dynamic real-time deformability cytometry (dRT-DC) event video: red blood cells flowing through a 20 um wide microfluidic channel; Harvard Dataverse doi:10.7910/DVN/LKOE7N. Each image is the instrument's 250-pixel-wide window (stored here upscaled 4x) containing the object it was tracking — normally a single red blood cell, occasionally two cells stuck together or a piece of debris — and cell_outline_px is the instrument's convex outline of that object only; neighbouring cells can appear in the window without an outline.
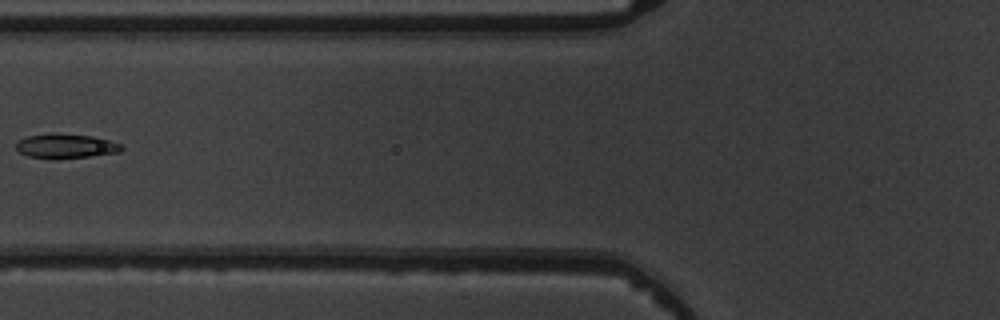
{"species": "common noctule bat (a hibernating species)", "species_latin": "Nyctalus noctula", "temperature_condition": "warm", "stored_images_in_passage": 7, "camera_frame_rate_fps": 3000, "um_per_image_px": 0.085, "animal": {"sex": "male", "body_mass_g": 19.5, "forearm_length_mm": 54.6}, "frame": {"image": 1, "passage_image": 5, "time_ms": 4.667, "image_size_px": [1000, 320], "cell_outline_px": [[124, 148], [120, 152], [88, 156], [28, 156], [20, 152], [16, 148], [16, 144], [20, 140], [28, 136], [48, 132], [56, 132], [92, 136], [108, 140], [120, 144]], "centroid_in_image_um": [5.61, 12.35], "position_along_channel_um": 120.2, "area_um2": 14.39}}
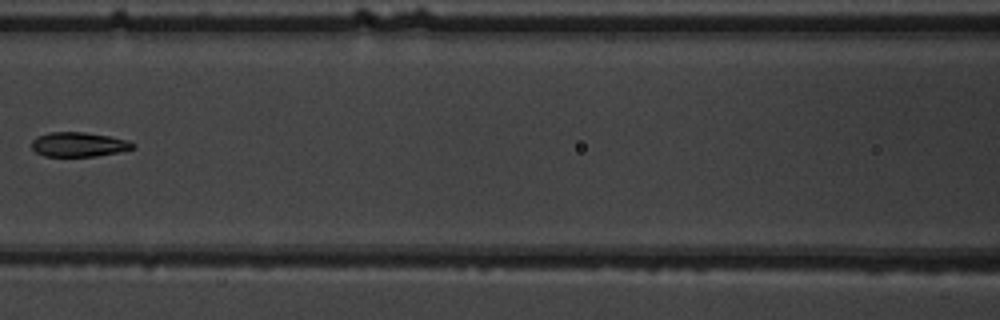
{"frame": {"image": 2, "passage_image": 6, "time_ms": 5.667, "image_size_px": [1000, 320], "cell_outline_px": [[136, 144], [132, 148], [116, 152], [96, 156], [44, 156], [36, 152], [32, 148], [32, 140], [36, 136], [52, 132], [84, 132], [108, 136], [128, 140]], "centroid_in_image_um": [6.65, 12.27], "position_along_channel_um": 159.9, "area_um2": 14.28}}
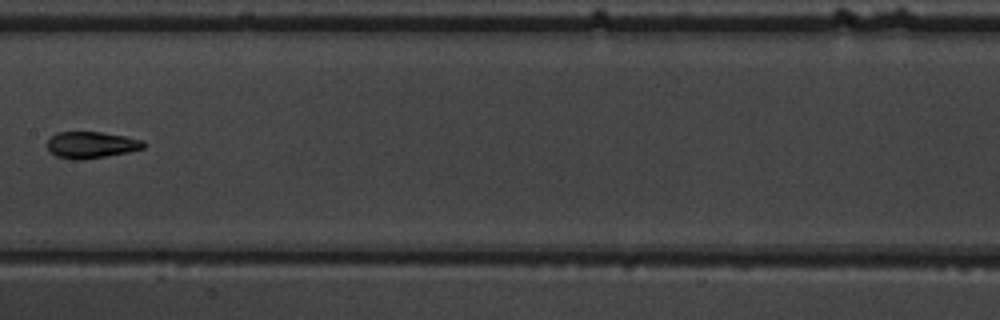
{"frame": {"image": 3, "passage_image": 7, "time_ms": 6.667, "image_size_px": [1000, 320], "cell_outline_px": [[144, 148], [128, 152], [104, 156], [76, 160], [72, 160], [56, 156], [48, 148], [48, 140], [56, 132], [100, 132], [124, 136], [144, 140]], "centroid_in_image_um": [7.75, 12.31], "position_along_channel_um": 199.6, "area_um2": 14.68}}